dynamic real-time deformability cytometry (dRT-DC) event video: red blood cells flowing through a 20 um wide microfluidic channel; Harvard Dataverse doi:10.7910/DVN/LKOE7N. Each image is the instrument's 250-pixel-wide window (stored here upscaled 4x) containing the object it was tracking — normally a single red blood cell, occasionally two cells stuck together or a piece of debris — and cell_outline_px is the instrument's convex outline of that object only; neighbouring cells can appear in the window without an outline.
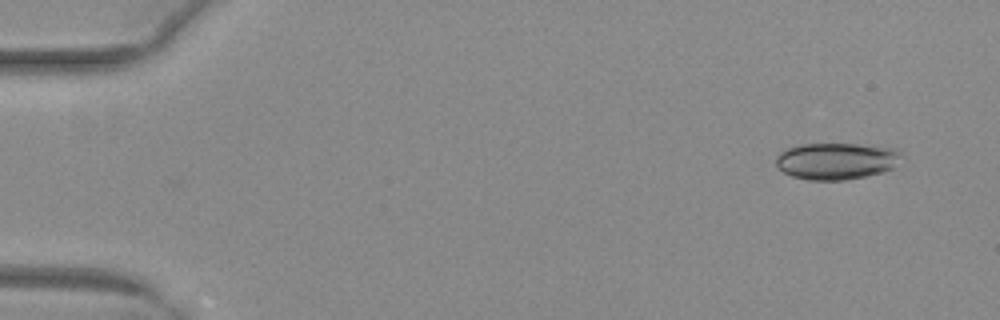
{"species": "common noctule bat (a hibernating species)", "species_latin": "Nyctalus noctula", "temperature_condition": "warm", "stored_images_in_passage": 51, "camera_frame_rate_fps": 3000, "um_per_image_px": 0.085, "animal": {"sex": "female", "body_mass_g": 29.2, "forearm_length_mm": 56.3}, "frame": {"image": 1, "passage_image": 3, "time_ms": 0.667, "image_size_px": [1000, 320], "cell_outline_px": [[900, 156], [892, 168], [884, 172], [868, 176], [844, 180], [808, 180], [792, 176], [784, 172], [776, 164], [776, 156], [780, 152], [788, 148], [800, 144], [856, 144], [900, 148]], "centroid_in_image_um": [71.09, 13.68], "position_along_channel_um": 13.9, "area_um2": 26.88}}
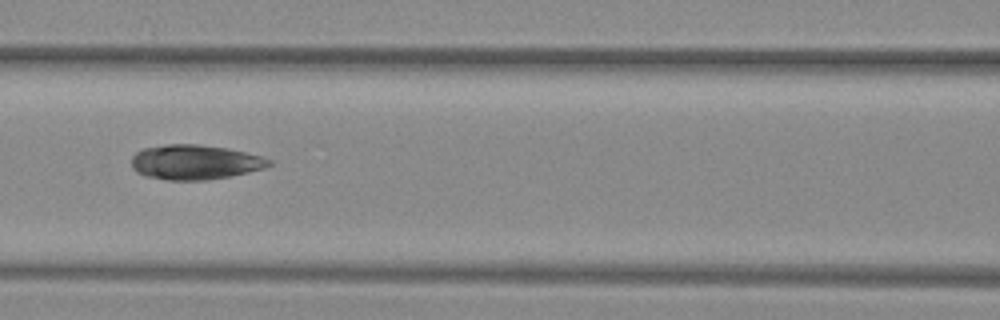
{"frame": {"image": 2, "passage_image": 23, "time_ms": 7.333, "image_size_px": [1000, 320], "cell_outline_px": [[272, 164], [264, 168], [232, 176], [204, 180], [168, 180], [144, 176], [136, 172], [132, 168], [132, 156], [136, 152], [144, 148], [168, 144], [196, 144], [228, 148], [264, 156], [272, 160]], "centroid_in_image_um": [16.58, 13.78], "position_along_channel_um": 150.0, "area_um2": 28.03}}
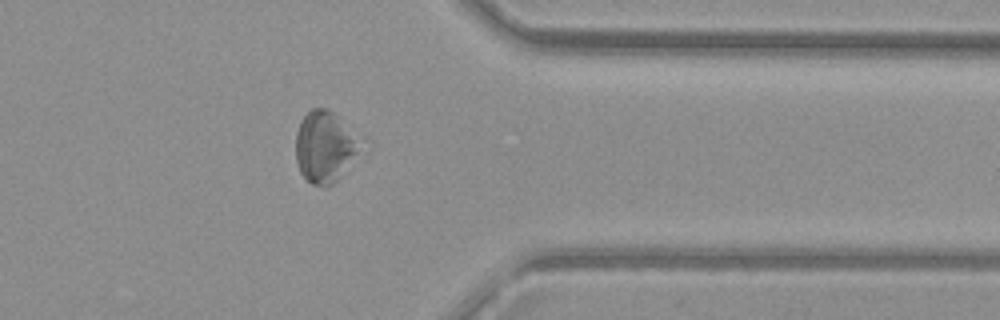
{"frame": {"image": 3, "passage_image": 41, "time_ms": 13.333, "image_size_px": [1000, 320], "cell_outline_px": [[356, 152], [340, 176], [332, 184], [324, 188], [312, 184], [304, 180], [300, 172], [296, 160], [296, 132], [300, 120], [312, 108], [324, 108], [340, 116], [352, 140]], "centroid_in_image_um": [27.44, 12.51], "position_along_channel_um": 384.0, "area_um2": 25.49}, "authors_computed_cell_mechanics": {"area_um2": 27.3972, "velocity_mm_per_s": 4.0567, "shape_relaxation_time_tau1_ms": 7.1729, "shape_relaxation_time_tau2_ms": 3.8158, "deformation_change_tau1": 0.1232, "deformation_change_tau2": 0.0881}}